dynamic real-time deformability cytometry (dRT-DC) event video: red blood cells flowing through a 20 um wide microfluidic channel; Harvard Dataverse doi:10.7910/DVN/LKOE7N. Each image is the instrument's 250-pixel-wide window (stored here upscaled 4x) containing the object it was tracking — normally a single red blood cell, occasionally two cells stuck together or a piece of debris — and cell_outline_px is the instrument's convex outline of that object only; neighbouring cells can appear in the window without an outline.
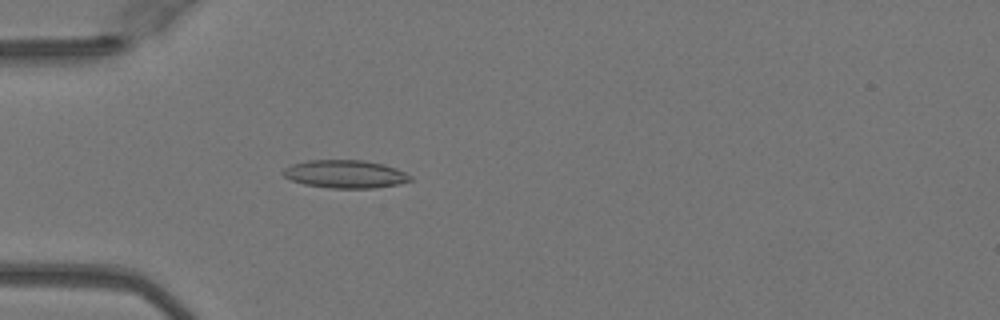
{"species": "Egyptian fruit bat (a non-hibernating species)", "species_latin": "Rousettus aegyptiacus", "temperature_condition": "warm", "stored_images_in_passage": 46, "camera_frame_rate_fps": 3000, "um_per_image_px": 0.085, "animal": {"sex": "female"}, "frame": {"image": 1, "passage_image": 11, "time_ms": 3.333, "image_size_px": [1000, 320], "cell_outline_px": [[412, 180], [400, 184], [372, 188], [328, 188], [304, 184], [292, 180], [284, 176], [280, 172], [284, 168], [292, 164], [308, 160], [364, 160], [384, 164], [396, 168], [412, 176]], "centroid_in_image_um": [29.34, 14.79], "position_along_channel_um": 55.7, "area_um2": 20.87}}
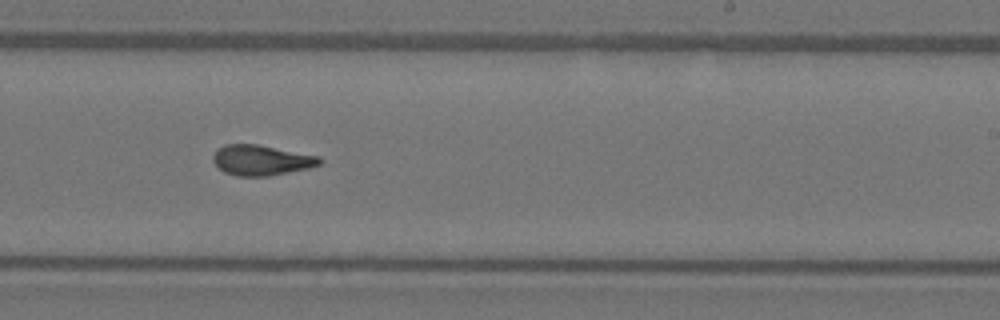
{"frame": {"image": 2, "passage_image": 27, "time_ms": 8.667, "image_size_px": [1000, 320], "cell_outline_px": [[324, 160], [320, 164], [308, 168], [268, 176], [236, 176], [224, 172], [212, 160], [212, 156], [224, 144], [256, 144], [320, 156]], "centroid_in_image_um": [22.23, 13.61], "position_along_channel_um": 266.8, "area_um2": 18.73}}
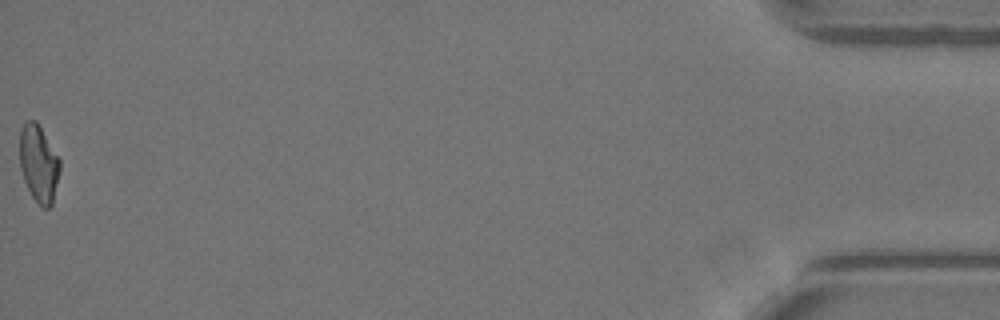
{"frame": {"image": 3, "passage_image": 46, "time_ms": 15.0, "image_size_px": [1000, 320], "cell_outline_px": [[60, 168], [52, 204], [48, 208], [44, 208], [32, 196], [24, 180], [20, 168], [20, 128], [28, 120], [36, 120], [60, 160]], "centroid_in_image_um": [3.28, 13.89], "position_along_channel_um": 431.9, "area_um2": 17.74}, "authors_computed_cell_mechanics": {"area_um2": 18.785, "velocity_mm_per_s": 4.1035, "shape_relaxation_time_tau1_ms": null, "shape_relaxation_time_tau2_ms": 2.1218, "deformation_change_tau1": null, "deformation_change_tau2": 0.1088}}